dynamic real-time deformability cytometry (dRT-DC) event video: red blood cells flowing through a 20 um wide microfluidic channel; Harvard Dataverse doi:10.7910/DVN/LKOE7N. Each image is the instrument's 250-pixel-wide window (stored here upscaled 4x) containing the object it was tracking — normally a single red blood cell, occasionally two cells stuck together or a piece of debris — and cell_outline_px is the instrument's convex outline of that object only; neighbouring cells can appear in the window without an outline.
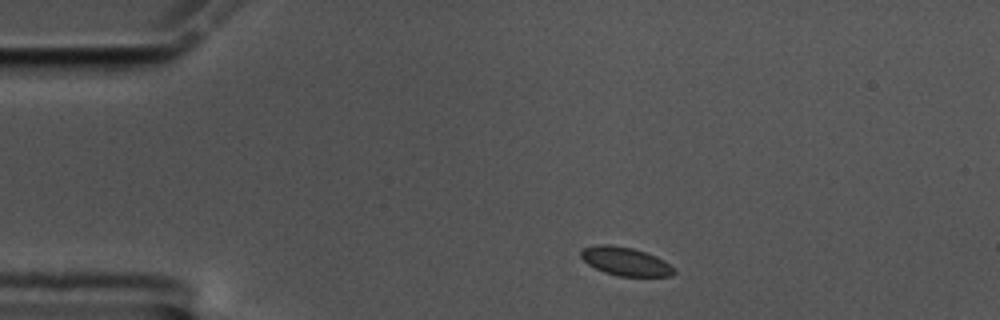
{"species": "common noctule bat (a hibernating species)", "species_latin": "Nyctalus noctula", "temperature_condition": "cold", "stored_images_in_passage": 48, "camera_frame_rate_fps": 3000, "um_per_image_px": 0.085, "animal": {"sex": "male", "body_mass_g": 17.5, "forearm_length_mm": 52.3}, "frame": {"image": 1, "passage_image": 1, "time_ms": 0.0, "image_size_px": [1000, 320], "cell_outline_px": [[676, 272], [672, 276], [620, 276], [604, 272], [588, 264], [580, 256], [580, 252], [584, 248], [596, 244], [612, 244], [632, 248], [656, 256], [664, 260]], "centroid_in_image_um": [53.14, 22.21], "position_along_channel_um": 31.9, "area_um2": 15.32}}
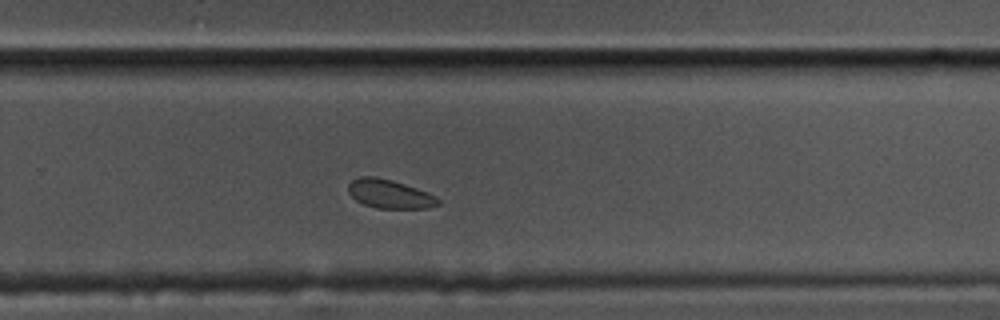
{"frame": {"image": 2, "passage_image": 28, "time_ms": 9.0, "image_size_px": [1000, 320], "cell_outline_px": [[440, 204], [428, 208], [376, 208], [364, 204], [356, 200], [348, 192], [348, 184], [352, 180], [360, 176], [376, 176], [392, 180], [416, 188], [436, 196], [440, 200]], "centroid_in_image_um": [33.11, 16.48], "position_along_channel_um": 296.7, "area_um2": 15.03}}
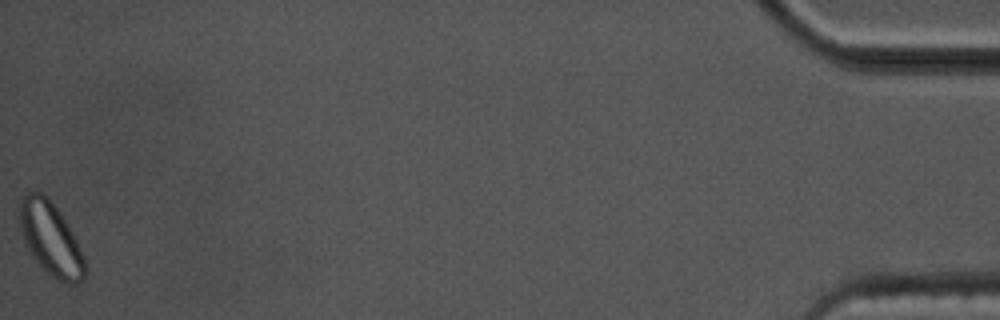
{"frame": {"image": 3, "passage_image": 48, "time_ms": 15.667, "image_size_px": [1000, 320], "cell_outline_px": [[88, 268], [84, 280], [80, 284], [68, 284], [56, 280], [36, 260], [28, 248], [24, 240], [20, 228], [20, 196], [36, 188], [44, 192], [48, 196], [64, 220], [76, 240], [84, 256]], "centroid_in_image_um": [4.33, 20.29], "position_along_channel_um": 430.9, "area_um2": 27.98}}